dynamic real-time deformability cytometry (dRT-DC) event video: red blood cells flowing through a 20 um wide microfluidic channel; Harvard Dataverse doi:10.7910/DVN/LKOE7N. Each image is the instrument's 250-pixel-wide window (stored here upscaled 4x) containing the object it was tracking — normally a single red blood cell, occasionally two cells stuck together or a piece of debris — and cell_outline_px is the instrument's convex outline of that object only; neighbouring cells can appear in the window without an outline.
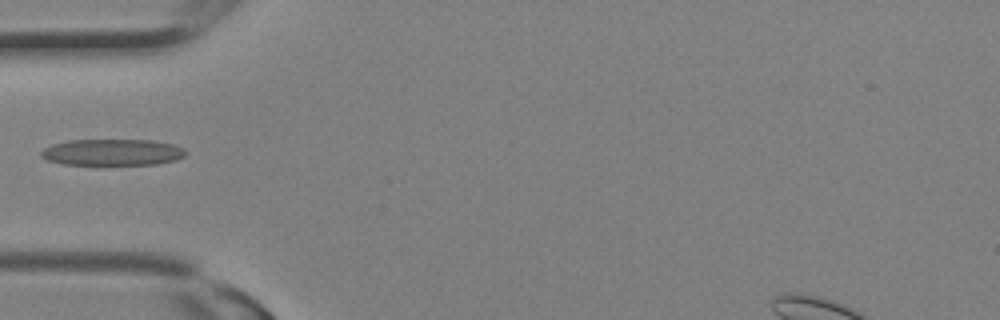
{"species": "Egyptian fruit bat (a non-hibernating species)", "species_latin": "Rousettus aegyptiacus", "temperature_condition": "room temperature", "stored_images_in_passage": 11, "camera_frame_rate_fps": 3000, "um_per_image_px": 0.085, "animal": {"sex": "female"}, "frame": {"image": 1, "passage_image": 10, "time_ms": 3.0, "image_size_px": [1000, 320], "cell_outline_px": [[188, 152], [184, 156], [176, 160], [156, 164], [64, 164], [48, 160], [40, 156], [40, 152], [44, 148], [52, 144], [68, 140], [152, 140], [176, 144], [184, 148]], "centroid_in_image_um": [9.59, 12.93], "position_along_channel_um": 75.4, "area_um2": 22.31}}